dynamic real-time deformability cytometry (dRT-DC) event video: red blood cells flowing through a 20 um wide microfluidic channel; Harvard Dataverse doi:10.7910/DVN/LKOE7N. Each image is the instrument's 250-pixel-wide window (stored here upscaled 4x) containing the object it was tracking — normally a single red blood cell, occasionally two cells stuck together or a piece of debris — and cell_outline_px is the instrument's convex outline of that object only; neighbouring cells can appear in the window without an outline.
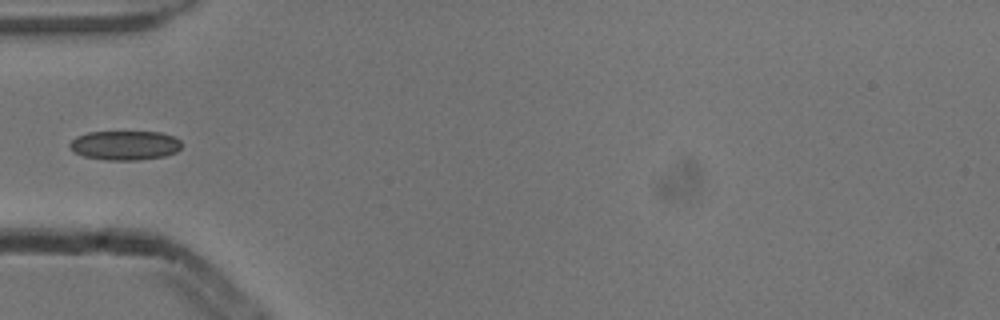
{"species": "common noctule bat (a hibernating species)", "species_latin": "Nyctalus noctula", "temperature_condition": "cold", "stored_images_in_passage": 3, "camera_frame_rate_fps": 3000, "um_per_image_px": 0.085, "animal": {"sex": "male", "body_mass_g": 13.3}, "frame": {"image": 1, "passage_image": 2, "time_ms": 0.333, "image_size_px": [1000, 320], "cell_outline_px": [[180, 148], [176, 152], [164, 156], [136, 160], [108, 160], [84, 156], [68, 148], [68, 144], [76, 136], [88, 132], [160, 132], [172, 136], [180, 140]], "centroid_in_image_um": [10.59, 12.35], "position_along_channel_um": 74.4, "area_um2": 19.02}}
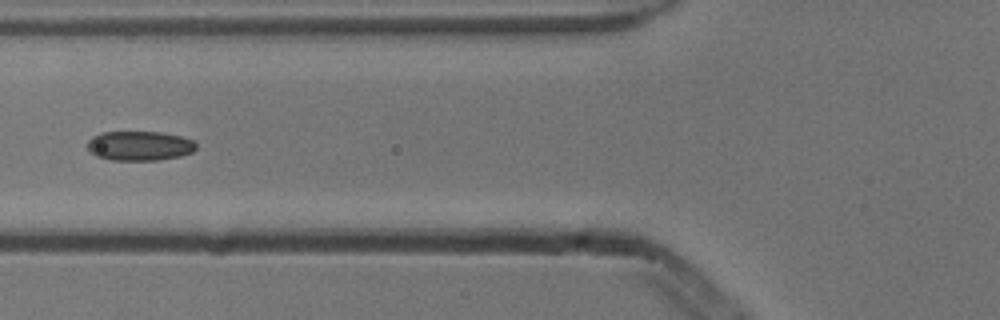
{"frame": {"image": 2, "passage_image": 3, "time_ms": 0.667, "image_size_px": [1000, 320], "cell_outline_px": [[196, 148], [192, 152], [180, 156], [156, 160], [112, 160], [96, 156], [88, 148], [88, 140], [92, 136], [104, 132], [160, 132], [180, 136], [192, 140], [196, 144]], "centroid_in_image_um": [11.86, 12.39], "position_along_channel_um": 113.9, "area_um2": 18.55}}